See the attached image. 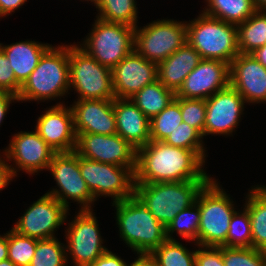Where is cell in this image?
Segmentation results:
<instances>
[{
    "instance_id": "cell-7",
    "label": "cell",
    "mask_w": 266,
    "mask_h": 266,
    "mask_svg": "<svg viewBox=\"0 0 266 266\" xmlns=\"http://www.w3.org/2000/svg\"><path fill=\"white\" fill-rule=\"evenodd\" d=\"M70 89L78 100H114L111 69L101 65L79 45H69Z\"/></svg>"
},
{
    "instance_id": "cell-39",
    "label": "cell",
    "mask_w": 266,
    "mask_h": 266,
    "mask_svg": "<svg viewBox=\"0 0 266 266\" xmlns=\"http://www.w3.org/2000/svg\"><path fill=\"white\" fill-rule=\"evenodd\" d=\"M21 84L16 80L10 62L0 49V91L18 96Z\"/></svg>"
},
{
    "instance_id": "cell-13",
    "label": "cell",
    "mask_w": 266,
    "mask_h": 266,
    "mask_svg": "<svg viewBox=\"0 0 266 266\" xmlns=\"http://www.w3.org/2000/svg\"><path fill=\"white\" fill-rule=\"evenodd\" d=\"M68 210L46 193L30 205L12 229L20 235L38 240L54 238L55 230L66 221Z\"/></svg>"
},
{
    "instance_id": "cell-4",
    "label": "cell",
    "mask_w": 266,
    "mask_h": 266,
    "mask_svg": "<svg viewBox=\"0 0 266 266\" xmlns=\"http://www.w3.org/2000/svg\"><path fill=\"white\" fill-rule=\"evenodd\" d=\"M209 181L135 183L134 195L167 227L180 211L196 202L199 192Z\"/></svg>"
},
{
    "instance_id": "cell-21",
    "label": "cell",
    "mask_w": 266,
    "mask_h": 266,
    "mask_svg": "<svg viewBox=\"0 0 266 266\" xmlns=\"http://www.w3.org/2000/svg\"><path fill=\"white\" fill-rule=\"evenodd\" d=\"M71 106L76 135L117 133L113 100H77Z\"/></svg>"
},
{
    "instance_id": "cell-5",
    "label": "cell",
    "mask_w": 266,
    "mask_h": 266,
    "mask_svg": "<svg viewBox=\"0 0 266 266\" xmlns=\"http://www.w3.org/2000/svg\"><path fill=\"white\" fill-rule=\"evenodd\" d=\"M187 43L201 59L231 64L239 54L237 25L205 15L203 12L189 23L186 21Z\"/></svg>"
},
{
    "instance_id": "cell-44",
    "label": "cell",
    "mask_w": 266,
    "mask_h": 266,
    "mask_svg": "<svg viewBox=\"0 0 266 266\" xmlns=\"http://www.w3.org/2000/svg\"><path fill=\"white\" fill-rule=\"evenodd\" d=\"M12 101H18L17 96L8 92L0 91V125L3 122V119L6 116L7 112L9 111L8 109Z\"/></svg>"
},
{
    "instance_id": "cell-19",
    "label": "cell",
    "mask_w": 266,
    "mask_h": 266,
    "mask_svg": "<svg viewBox=\"0 0 266 266\" xmlns=\"http://www.w3.org/2000/svg\"><path fill=\"white\" fill-rule=\"evenodd\" d=\"M39 136L57 153L73 152L77 135L71 107L59 102L40 115L35 126Z\"/></svg>"
},
{
    "instance_id": "cell-34",
    "label": "cell",
    "mask_w": 266,
    "mask_h": 266,
    "mask_svg": "<svg viewBox=\"0 0 266 266\" xmlns=\"http://www.w3.org/2000/svg\"><path fill=\"white\" fill-rule=\"evenodd\" d=\"M8 259L16 266H30L37 247V239L18 234L13 229L7 232Z\"/></svg>"
},
{
    "instance_id": "cell-8",
    "label": "cell",
    "mask_w": 266,
    "mask_h": 266,
    "mask_svg": "<svg viewBox=\"0 0 266 266\" xmlns=\"http://www.w3.org/2000/svg\"><path fill=\"white\" fill-rule=\"evenodd\" d=\"M93 26L79 47L101 65L112 70L134 50L135 27L106 22L99 18L95 20Z\"/></svg>"
},
{
    "instance_id": "cell-46",
    "label": "cell",
    "mask_w": 266,
    "mask_h": 266,
    "mask_svg": "<svg viewBox=\"0 0 266 266\" xmlns=\"http://www.w3.org/2000/svg\"><path fill=\"white\" fill-rule=\"evenodd\" d=\"M251 55L266 68V44L256 49Z\"/></svg>"
},
{
    "instance_id": "cell-16",
    "label": "cell",
    "mask_w": 266,
    "mask_h": 266,
    "mask_svg": "<svg viewBox=\"0 0 266 266\" xmlns=\"http://www.w3.org/2000/svg\"><path fill=\"white\" fill-rule=\"evenodd\" d=\"M111 72L114 96L120 99H130L144 86L158 80V64L148 61L135 50L120 61Z\"/></svg>"
},
{
    "instance_id": "cell-22",
    "label": "cell",
    "mask_w": 266,
    "mask_h": 266,
    "mask_svg": "<svg viewBox=\"0 0 266 266\" xmlns=\"http://www.w3.org/2000/svg\"><path fill=\"white\" fill-rule=\"evenodd\" d=\"M113 109L116 116L117 134L136 149L150 140V120L131 99L115 98Z\"/></svg>"
},
{
    "instance_id": "cell-38",
    "label": "cell",
    "mask_w": 266,
    "mask_h": 266,
    "mask_svg": "<svg viewBox=\"0 0 266 266\" xmlns=\"http://www.w3.org/2000/svg\"><path fill=\"white\" fill-rule=\"evenodd\" d=\"M180 110L183 122L194 127L204 137L206 100L180 98Z\"/></svg>"
},
{
    "instance_id": "cell-45",
    "label": "cell",
    "mask_w": 266,
    "mask_h": 266,
    "mask_svg": "<svg viewBox=\"0 0 266 266\" xmlns=\"http://www.w3.org/2000/svg\"><path fill=\"white\" fill-rule=\"evenodd\" d=\"M126 266H156L154 260L149 254H138L137 259Z\"/></svg>"
},
{
    "instance_id": "cell-47",
    "label": "cell",
    "mask_w": 266,
    "mask_h": 266,
    "mask_svg": "<svg viewBox=\"0 0 266 266\" xmlns=\"http://www.w3.org/2000/svg\"><path fill=\"white\" fill-rule=\"evenodd\" d=\"M8 259L7 233L0 235V262Z\"/></svg>"
},
{
    "instance_id": "cell-10",
    "label": "cell",
    "mask_w": 266,
    "mask_h": 266,
    "mask_svg": "<svg viewBox=\"0 0 266 266\" xmlns=\"http://www.w3.org/2000/svg\"><path fill=\"white\" fill-rule=\"evenodd\" d=\"M80 173L97 201L99 196H109L113 202L134 195L136 167L117 166L92 161L79 156Z\"/></svg>"
},
{
    "instance_id": "cell-51",
    "label": "cell",
    "mask_w": 266,
    "mask_h": 266,
    "mask_svg": "<svg viewBox=\"0 0 266 266\" xmlns=\"http://www.w3.org/2000/svg\"><path fill=\"white\" fill-rule=\"evenodd\" d=\"M263 252H264V255H265V258H266V249H265V250H263Z\"/></svg>"
},
{
    "instance_id": "cell-29",
    "label": "cell",
    "mask_w": 266,
    "mask_h": 266,
    "mask_svg": "<svg viewBox=\"0 0 266 266\" xmlns=\"http://www.w3.org/2000/svg\"><path fill=\"white\" fill-rule=\"evenodd\" d=\"M136 0H99L95 6L98 8L97 18L106 22L137 26Z\"/></svg>"
},
{
    "instance_id": "cell-9",
    "label": "cell",
    "mask_w": 266,
    "mask_h": 266,
    "mask_svg": "<svg viewBox=\"0 0 266 266\" xmlns=\"http://www.w3.org/2000/svg\"><path fill=\"white\" fill-rule=\"evenodd\" d=\"M187 43L186 22L156 20L134 29V50L148 61L160 63Z\"/></svg>"
},
{
    "instance_id": "cell-50",
    "label": "cell",
    "mask_w": 266,
    "mask_h": 266,
    "mask_svg": "<svg viewBox=\"0 0 266 266\" xmlns=\"http://www.w3.org/2000/svg\"><path fill=\"white\" fill-rule=\"evenodd\" d=\"M85 1H91V2H93L94 3V5L99 1V0H85Z\"/></svg>"
},
{
    "instance_id": "cell-15",
    "label": "cell",
    "mask_w": 266,
    "mask_h": 266,
    "mask_svg": "<svg viewBox=\"0 0 266 266\" xmlns=\"http://www.w3.org/2000/svg\"><path fill=\"white\" fill-rule=\"evenodd\" d=\"M10 141L8 148L2 153L7 161L13 160L16 164L15 168L10 167L14 177L17 176L18 169L31 175L40 170H48L53 156L57 153L36 130L35 132L20 131L14 134Z\"/></svg>"
},
{
    "instance_id": "cell-41",
    "label": "cell",
    "mask_w": 266,
    "mask_h": 266,
    "mask_svg": "<svg viewBox=\"0 0 266 266\" xmlns=\"http://www.w3.org/2000/svg\"><path fill=\"white\" fill-rule=\"evenodd\" d=\"M127 263L112 251H105L95 262L89 266H126Z\"/></svg>"
},
{
    "instance_id": "cell-23",
    "label": "cell",
    "mask_w": 266,
    "mask_h": 266,
    "mask_svg": "<svg viewBox=\"0 0 266 266\" xmlns=\"http://www.w3.org/2000/svg\"><path fill=\"white\" fill-rule=\"evenodd\" d=\"M200 60L199 53L186 43L167 59L158 63V80L176 94L183 85L185 78Z\"/></svg>"
},
{
    "instance_id": "cell-48",
    "label": "cell",
    "mask_w": 266,
    "mask_h": 266,
    "mask_svg": "<svg viewBox=\"0 0 266 266\" xmlns=\"http://www.w3.org/2000/svg\"><path fill=\"white\" fill-rule=\"evenodd\" d=\"M257 11H266V0H253Z\"/></svg>"
},
{
    "instance_id": "cell-33",
    "label": "cell",
    "mask_w": 266,
    "mask_h": 266,
    "mask_svg": "<svg viewBox=\"0 0 266 266\" xmlns=\"http://www.w3.org/2000/svg\"><path fill=\"white\" fill-rule=\"evenodd\" d=\"M67 254L65 245L56 237L37 239V247L30 266H68Z\"/></svg>"
},
{
    "instance_id": "cell-27",
    "label": "cell",
    "mask_w": 266,
    "mask_h": 266,
    "mask_svg": "<svg viewBox=\"0 0 266 266\" xmlns=\"http://www.w3.org/2000/svg\"><path fill=\"white\" fill-rule=\"evenodd\" d=\"M202 11L205 15L238 25L246 21L257 10L253 0H206Z\"/></svg>"
},
{
    "instance_id": "cell-3",
    "label": "cell",
    "mask_w": 266,
    "mask_h": 266,
    "mask_svg": "<svg viewBox=\"0 0 266 266\" xmlns=\"http://www.w3.org/2000/svg\"><path fill=\"white\" fill-rule=\"evenodd\" d=\"M70 90L69 45L51 46L21 85L19 101L55 100Z\"/></svg>"
},
{
    "instance_id": "cell-28",
    "label": "cell",
    "mask_w": 266,
    "mask_h": 266,
    "mask_svg": "<svg viewBox=\"0 0 266 266\" xmlns=\"http://www.w3.org/2000/svg\"><path fill=\"white\" fill-rule=\"evenodd\" d=\"M238 50L251 54L266 44V11H256L246 21L237 25Z\"/></svg>"
},
{
    "instance_id": "cell-35",
    "label": "cell",
    "mask_w": 266,
    "mask_h": 266,
    "mask_svg": "<svg viewBox=\"0 0 266 266\" xmlns=\"http://www.w3.org/2000/svg\"><path fill=\"white\" fill-rule=\"evenodd\" d=\"M164 142L177 148L193 150L204 162L206 160L203 136L185 122L179 124Z\"/></svg>"
},
{
    "instance_id": "cell-18",
    "label": "cell",
    "mask_w": 266,
    "mask_h": 266,
    "mask_svg": "<svg viewBox=\"0 0 266 266\" xmlns=\"http://www.w3.org/2000/svg\"><path fill=\"white\" fill-rule=\"evenodd\" d=\"M229 84V64L218 60L201 59L185 78L175 97L206 100Z\"/></svg>"
},
{
    "instance_id": "cell-11",
    "label": "cell",
    "mask_w": 266,
    "mask_h": 266,
    "mask_svg": "<svg viewBox=\"0 0 266 266\" xmlns=\"http://www.w3.org/2000/svg\"><path fill=\"white\" fill-rule=\"evenodd\" d=\"M48 170L59 189H53L47 194L56 198L67 209H69L68 200H74V202L80 203V210H92L91 205L96 200L81 176L79 155L75 151L56 153Z\"/></svg>"
},
{
    "instance_id": "cell-40",
    "label": "cell",
    "mask_w": 266,
    "mask_h": 266,
    "mask_svg": "<svg viewBox=\"0 0 266 266\" xmlns=\"http://www.w3.org/2000/svg\"><path fill=\"white\" fill-rule=\"evenodd\" d=\"M197 246L199 249L196 250V266H225L221 246Z\"/></svg>"
},
{
    "instance_id": "cell-49",
    "label": "cell",
    "mask_w": 266,
    "mask_h": 266,
    "mask_svg": "<svg viewBox=\"0 0 266 266\" xmlns=\"http://www.w3.org/2000/svg\"><path fill=\"white\" fill-rule=\"evenodd\" d=\"M0 266H16L9 259L0 262Z\"/></svg>"
},
{
    "instance_id": "cell-6",
    "label": "cell",
    "mask_w": 266,
    "mask_h": 266,
    "mask_svg": "<svg viewBox=\"0 0 266 266\" xmlns=\"http://www.w3.org/2000/svg\"><path fill=\"white\" fill-rule=\"evenodd\" d=\"M230 198L214 178L199 192L196 199L200 209L198 245L227 247L230 221L236 211Z\"/></svg>"
},
{
    "instance_id": "cell-32",
    "label": "cell",
    "mask_w": 266,
    "mask_h": 266,
    "mask_svg": "<svg viewBox=\"0 0 266 266\" xmlns=\"http://www.w3.org/2000/svg\"><path fill=\"white\" fill-rule=\"evenodd\" d=\"M183 122L180 110V97L150 120L151 141H164Z\"/></svg>"
},
{
    "instance_id": "cell-24",
    "label": "cell",
    "mask_w": 266,
    "mask_h": 266,
    "mask_svg": "<svg viewBox=\"0 0 266 266\" xmlns=\"http://www.w3.org/2000/svg\"><path fill=\"white\" fill-rule=\"evenodd\" d=\"M2 45L0 43V49L9 60L14 76L21 85L37 67L43 54L52 46L30 40Z\"/></svg>"
},
{
    "instance_id": "cell-42",
    "label": "cell",
    "mask_w": 266,
    "mask_h": 266,
    "mask_svg": "<svg viewBox=\"0 0 266 266\" xmlns=\"http://www.w3.org/2000/svg\"><path fill=\"white\" fill-rule=\"evenodd\" d=\"M7 162L5 158L0 157V190L7 187L14 177L10 168L12 165H9V162Z\"/></svg>"
},
{
    "instance_id": "cell-36",
    "label": "cell",
    "mask_w": 266,
    "mask_h": 266,
    "mask_svg": "<svg viewBox=\"0 0 266 266\" xmlns=\"http://www.w3.org/2000/svg\"><path fill=\"white\" fill-rule=\"evenodd\" d=\"M227 247H252L250 216L245 207L241 212L235 211L231 218L227 234Z\"/></svg>"
},
{
    "instance_id": "cell-26",
    "label": "cell",
    "mask_w": 266,
    "mask_h": 266,
    "mask_svg": "<svg viewBox=\"0 0 266 266\" xmlns=\"http://www.w3.org/2000/svg\"><path fill=\"white\" fill-rule=\"evenodd\" d=\"M176 94L166 88L159 80L144 86L130 99L151 120L154 116L162 112Z\"/></svg>"
},
{
    "instance_id": "cell-25",
    "label": "cell",
    "mask_w": 266,
    "mask_h": 266,
    "mask_svg": "<svg viewBox=\"0 0 266 266\" xmlns=\"http://www.w3.org/2000/svg\"><path fill=\"white\" fill-rule=\"evenodd\" d=\"M246 195L245 208L250 216L252 248L266 249V186L257 185Z\"/></svg>"
},
{
    "instance_id": "cell-12",
    "label": "cell",
    "mask_w": 266,
    "mask_h": 266,
    "mask_svg": "<svg viewBox=\"0 0 266 266\" xmlns=\"http://www.w3.org/2000/svg\"><path fill=\"white\" fill-rule=\"evenodd\" d=\"M65 230L66 252L73 266H89L108 249L103 246L98 220L93 210H80Z\"/></svg>"
},
{
    "instance_id": "cell-31",
    "label": "cell",
    "mask_w": 266,
    "mask_h": 266,
    "mask_svg": "<svg viewBox=\"0 0 266 266\" xmlns=\"http://www.w3.org/2000/svg\"><path fill=\"white\" fill-rule=\"evenodd\" d=\"M200 225V209L197 202L180 211L167 225L166 236L168 240H175L172 234L176 232L183 239L192 240L198 245V229Z\"/></svg>"
},
{
    "instance_id": "cell-20",
    "label": "cell",
    "mask_w": 266,
    "mask_h": 266,
    "mask_svg": "<svg viewBox=\"0 0 266 266\" xmlns=\"http://www.w3.org/2000/svg\"><path fill=\"white\" fill-rule=\"evenodd\" d=\"M230 85L246 103L266 102V68L251 54H238L229 65Z\"/></svg>"
},
{
    "instance_id": "cell-37",
    "label": "cell",
    "mask_w": 266,
    "mask_h": 266,
    "mask_svg": "<svg viewBox=\"0 0 266 266\" xmlns=\"http://www.w3.org/2000/svg\"><path fill=\"white\" fill-rule=\"evenodd\" d=\"M225 266H266L263 250L221 246Z\"/></svg>"
},
{
    "instance_id": "cell-1",
    "label": "cell",
    "mask_w": 266,
    "mask_h": 266,
    "mask_svg": "<svg viewBox=\"0 0 266 266\" xmlns=\"http://www.w3.org/2000/svg\"><path fill=\"white\" fill-rule=\"evenodd\" d=\"M204 163L193 150L150 140L137 149L135 183L211 180Z\"/></svg>"
},
{
    "instance_id": "cell-17",
    "label": "cell",
    "mask_w": 266,
    "mask_h": 266,
    "mask_svg": "<svg viewBox=\"0 0 266 266\" xmlns=\"http://www.w3.org/2000/svg\"><path fill=\"white\" fill-rule=\"evenodd\" d=\"M244 103L243 97L230 84L206 99L204 137L232 134L243 115Z\"/></svg>"
},
{
    "instance_id": "cell-30",
    "label": "cell",
    "mask_w": 266,
    "mask_h": 266,
    "mask_svg": "<svg viewBox=\"0 0 266 266\" xmlns=\"http://www.w3.org/2000/svg\"><path fill=\"white\" fill-rule=\"evenodd\" d=\"M149 255L156 266H196V251H189L177 240H165Z\"/></svg>"
},
{
    "instance_id": "cell-2",
    "label": "cell",
    "mask_w": 266,
    "mask_h": 266,
    "mask_svg": "<svg viewBox=\"0 0 266 266\" xmlns=\"http://www.w3.org/2000/svg\"><path fill=\"white\" fill-rule=\"evenodd\" d=\"M120 238L137 254H150L167 240L166 227L135 195L113 202Z\"/></svg>"
},
{
    "instance_id": "cell-14",
    "label": "cell",
    "mask_w": 266,
    "mask_h": 266,
    "mask_svg": "<svg viewBox=\"0 0 266 266\" xmlns=\"http://www.w3.org/2000/svg\"><path fill=\"white\" fill-rule=\"evenodd\" d=\"M75 152L83 158L124 167H136L137 149L117 133L77 134Z\"/></svg>"
},
{
    "instance_id": "cell-43",
    "label": "cell",
    "mask_w": 266,
    "mask_h": 266,
    "mask_svg": "<svg viewBox=\"0 0 266 266\" xmlns=\"http://www.w3.org/2000/svg\"><path fill=\"white\" fill-rule=\"evenodd\" d=\"M27 0H0V17H6V15L12 14L15 10L19 9L20 6Z\"/></svg>"
}]
</instances>
